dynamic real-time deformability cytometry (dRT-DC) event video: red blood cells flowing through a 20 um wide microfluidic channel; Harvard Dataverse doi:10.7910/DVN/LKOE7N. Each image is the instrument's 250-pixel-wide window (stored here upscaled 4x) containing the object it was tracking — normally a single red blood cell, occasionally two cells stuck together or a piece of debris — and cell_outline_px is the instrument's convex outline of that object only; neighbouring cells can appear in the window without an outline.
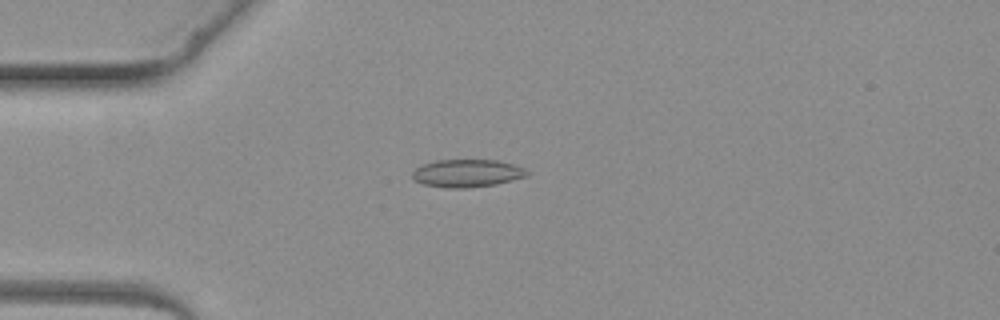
{"species": "common noctule bat (a hibernating species)", "species_latin": "Nyctalus noctula", "temperature_condition": "warm", "stored_images_in_passage": 2, "camera_frame_rate_fps": 3000, "um_per_image_px": 0.085, "animal": {"sex": "female", "body_mass_g": 19.3, "forearm_length_mm": 54.1}, "frame": {"image": 1, "passage_image": 1, "time_ms": 0.0, "image_size_px": [1000, 320], "cell_outline_px": [[532, 172], [528, 176], [496, 184], [468, 188], [448, 188], [424, 184], [416, 180], [412, 176], [412, 172], [416, 168], [424, 164], [436, 160], [496, 160], [512, 164], [524, 168]], "centroid_in_image_um": [39.74, 14.72], "position_along_channel_um": 45.3, "area_um2": 18.5}}
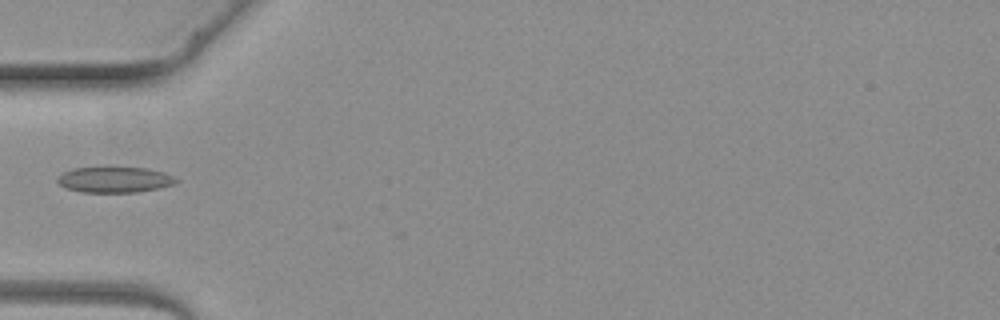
{"frame": {"image": 2, "passage_image": 2, "time_ms": 1.0, "image_size_px": [1000, 320], "cell_outline_px": [[180, 180], [176, 184], [160, 188], [136, 192], [80, 192], [64, 188], [56, 180], [56, 176], [72, 168], [148, 168], [164, 172]], "centroid_in_image_um": [9.74, 15.28], "position_along_channel_um": 75.3, "area_um2": 17.86}}